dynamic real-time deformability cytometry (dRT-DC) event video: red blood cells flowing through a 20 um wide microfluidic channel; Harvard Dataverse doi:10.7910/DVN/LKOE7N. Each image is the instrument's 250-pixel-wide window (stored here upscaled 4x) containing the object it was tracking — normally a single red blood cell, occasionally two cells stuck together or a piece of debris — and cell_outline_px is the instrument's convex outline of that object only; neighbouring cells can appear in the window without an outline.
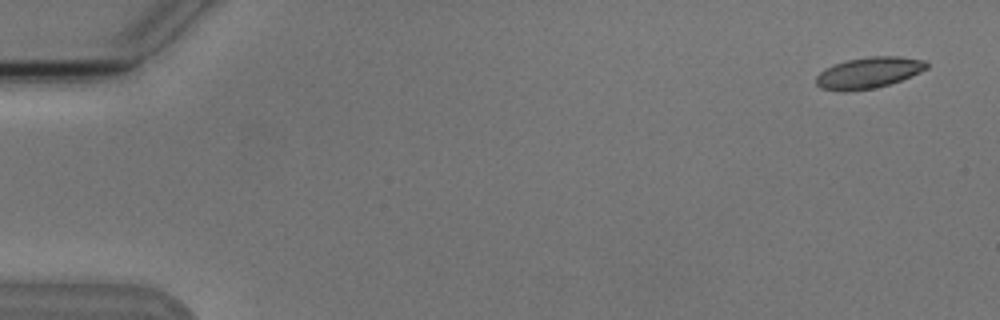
{"species": "Egyptian fruit bat (a non-hibernating species)", "species_latin": "Rousettus aegyptiacus", "temperature_condition": "cold", "stored_images_in_passage": 5, "camera_frame_rate_fps": 3000, "um_per_image_px": 0.085, "animal": {"sex": "male"}, "frame": {"image": 1, "passage_image": 1, "time_ms": 0.0, "image_size_px": [1000, 320], "cell_outline_px": [[928, 68], [920, 72], [900, 80], [888, 84], [872, 88], [844, 92], [840, 92], [820, 88], [816, 84], [816, 76], [824, 68], [832, 64], [848, 60], [868, 56], [900, 56], [924, 60], [928, 64]], "centroid_in_image_um": [73.79, 6.18], "position_along_channel_um": 11.2, "area_um2": 20.11}}